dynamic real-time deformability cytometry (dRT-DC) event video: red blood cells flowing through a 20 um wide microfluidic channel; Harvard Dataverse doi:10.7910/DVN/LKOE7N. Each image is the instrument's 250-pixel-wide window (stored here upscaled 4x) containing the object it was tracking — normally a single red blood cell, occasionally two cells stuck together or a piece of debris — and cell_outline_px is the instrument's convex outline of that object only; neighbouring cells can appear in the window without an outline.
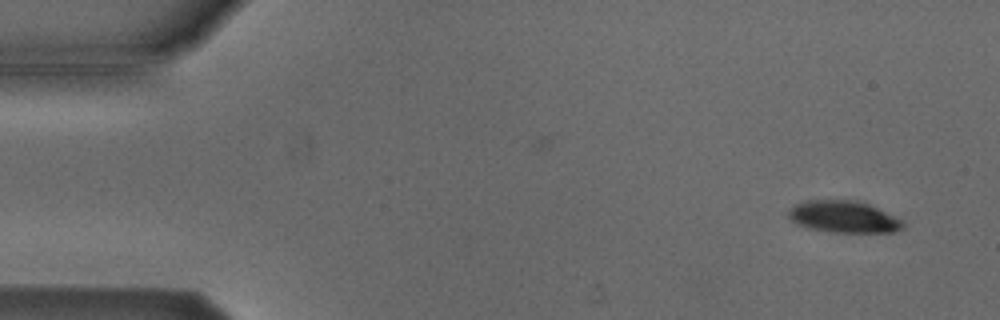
{"species": "Egyptian fruit bat (a non-hibernating species)", "species_latin": "Rousettus aegyptiacus", "temperature_condition": "cold", "stored_images_in_passage": 51, "camera_frame_rate_fps": 3000, "um_per_image_px": 0.085, "animal": {"sex": "male"}, "frame": {"image": 1, "passage_image": 1, "time_ms": 0.0, "image_size_px": [1000, 320], "cell_outline_px": [[904, 228], [892, 232], [836, 232], [812, 228], [800, 224], [792, 220], [788, 216], [788, 212], [796, 204], [808, 200], [856, 200], [868, 204], [900, 220], [904, 224]], "centroid_in_image_um": [71.71, 18.42], "position_along_channel_um": 13.3, "area_um2": 20.58}}
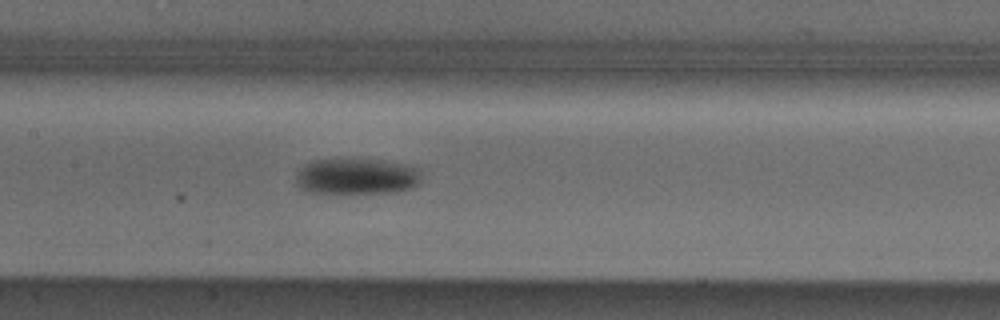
{"frame": {"image": 2, "passage_image": 23, "time_ms": 7.333, "image_size_px": [1000, 320], "cell_outline_px": [[420, 184], [412, 188], [396, 192], [336, 196], [324, 196], [304, 192], [296, 184], [296, 176], [300, 168], [304, 164], [312, 160], [384, 160], [408, 164], [420, 168]], "centroid_in_image_um": [30.28, 15.07], "position_along_channel_um": 177.1, "area_um2": 27.86}}
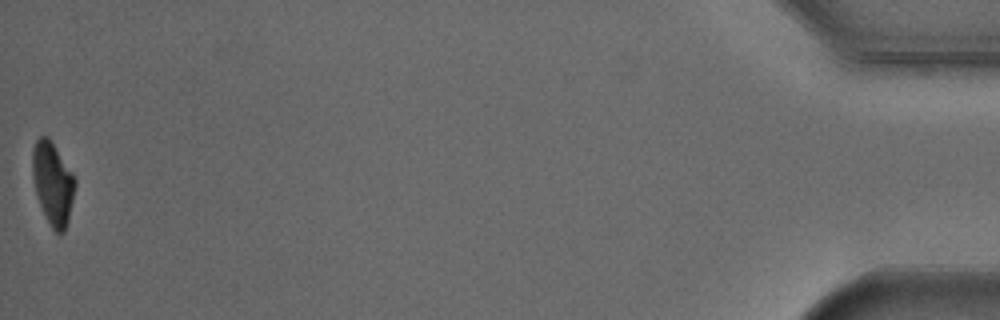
{"frame": {"image": 3, "passage_image": 51, "time_ms": 16.667, "image_size_px": [1000, 320], "cell_outline_px": [[76, 184], [68, 220], [64, 232], [60, 236], [52, 228], [36, 196], [32, 176], [32, 148], [36, 140], [40, 136], [48, 136], [72, 172], [76, 180]], "centroid_in_image_um": [4.47, 15.57], "position_along_channel_um": 430.7, "area_um2": 20.46}, "authors_computed_cell_mechanics": {"area_um2": 23.698, "velocity_mm_per_s": 3.8191, "shape_relaxation_time_tau1_ms": 1.9736, "shape_relaxation_time_tau2_ms": null, "deformation_change_tau1": 0.1256, "deformation_change_tau2": null}}